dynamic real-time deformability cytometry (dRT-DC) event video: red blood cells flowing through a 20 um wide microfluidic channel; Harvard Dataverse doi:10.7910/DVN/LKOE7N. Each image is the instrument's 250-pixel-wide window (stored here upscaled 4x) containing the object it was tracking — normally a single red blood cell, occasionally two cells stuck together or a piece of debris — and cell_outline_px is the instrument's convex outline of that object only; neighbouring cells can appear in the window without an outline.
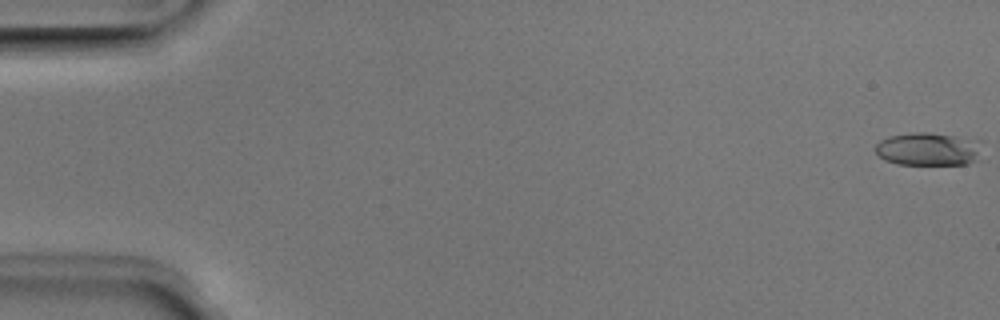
{"species": "Egyptian fruit bat (a non-hibernating species)", "species_latin": "Rousettus aegyptiacus", "temperature_condition": "room temperature", "stored_images_in_passage": 51, "camera_frame_rate_fps": 3000, "um_per_image_px": 0.085, "animal": {"sex": "male"}, "frame": {"image": 1, "passage_image": 1, "time_ms": 0.0, "image_size_px": [1000, 320], "cell_outline_px": [[984, 144], [976, 160], [968, 164], [896, 164], [884, 160], [876, 152], [876, 144], [880, 140], [892, 136], [912, 132], [928, 132], [980, 140]], "centroid_in_image_um": [78.94, 12.67], "position_along_channel_um": 6.1, "area_um2": 20.63}}
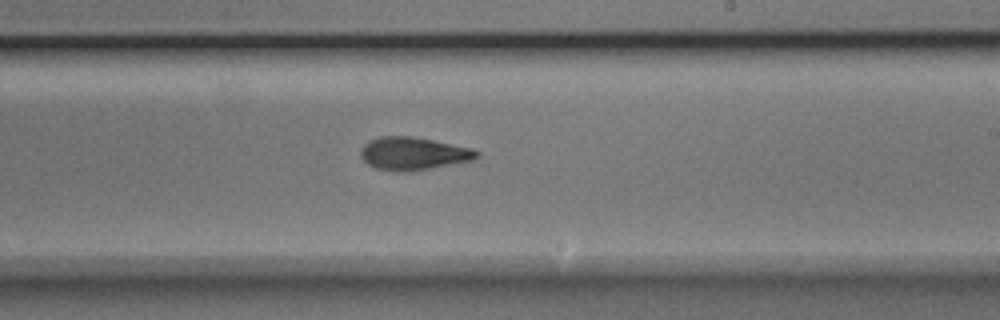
{"frame": {"image": 2, "passage_image": 31, "time_ms": 10.0, "image_size_px": [1000, 320], "cell_outline_px": [[480, 156], [472, 160], [408, 172], [396, 172], [376, 168], [368, 164], [360, 156], [360, 152], [364, 144], [380, 136], [412, 136], [472, 148], [480, 152]], "centroid_in_image_um": [35.13, 13.05], "position_along_channel_um": 253.9, "area_um2": 22.08}}
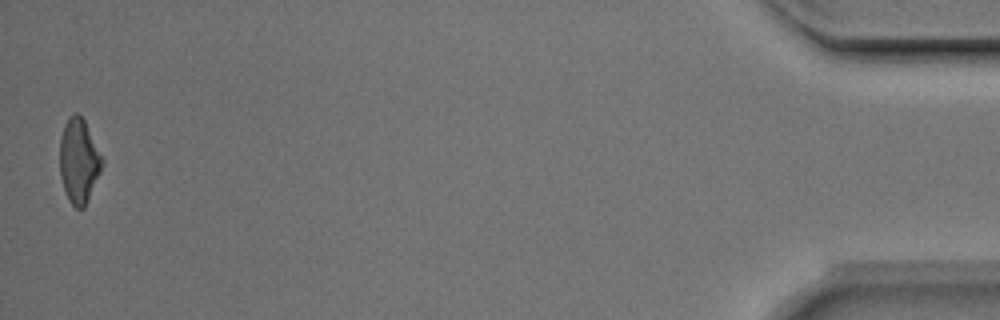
{"frame": {"image": 3, "passage_image": 51, "time_ms": 16.667, "image_size_px": [1000, 320], "cell_outline_px": [[104, 160], [100, 172], [84, 208], [76, 208], [68, 200], [60, 176], [60, 140], [64, 124], [68, 116], [76, 112], [84, 120]], "centroid_in_image_um": [6.69, 13.66], "position_along_channel_um": 428.5, "area_um2": 20.63}, "authors_computed_cell_mechanics": {"area_um2": 21.2126, "velocity_mm_per_s": 4.004, "shape_relaxation_time_tau1_ms": 6.0828, "shape_relaxation_time_tau2_ms": 3.6086, "deformation_change_tau1": 0.1828, "deformation_change_tau2": 0.1273}}